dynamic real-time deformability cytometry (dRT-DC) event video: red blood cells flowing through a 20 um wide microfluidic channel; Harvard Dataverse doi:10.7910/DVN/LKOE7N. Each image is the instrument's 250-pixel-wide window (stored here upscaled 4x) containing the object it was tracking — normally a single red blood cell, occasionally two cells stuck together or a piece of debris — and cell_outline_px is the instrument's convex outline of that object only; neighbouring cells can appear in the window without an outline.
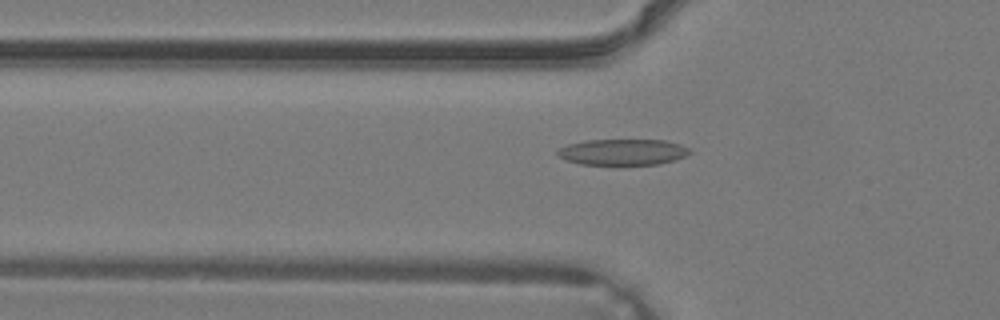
{"species": "common noctule bat (a hibernating species)", "species_latin": "Nyctalus noctula", "temperature_condition": "warm", "stored_images_in_passage": 26, "camera_frame_rate_fps": 3000, "um_per_image_px": 0.085, "animal": {"sex": "male", "body_mass_g": 19.2, "forearm_length_mm": 51.8}, "frame": {"image": 1, "passage_image": 3, "time_ms": 0.667, "image_size_px": [1000, 320], "cell_outline_px": [[692, 152], [676, 160], [660, 164], [580, 164], [564, 160], [556, 152], [560, 148], [568, 144], [588, 140], [664, 140], [680, 144], [688, 148]], "centroid_in_image_um": [52.94, 12.92], "position_along_channel_um": 72.9, "area_um2": 19.94}}
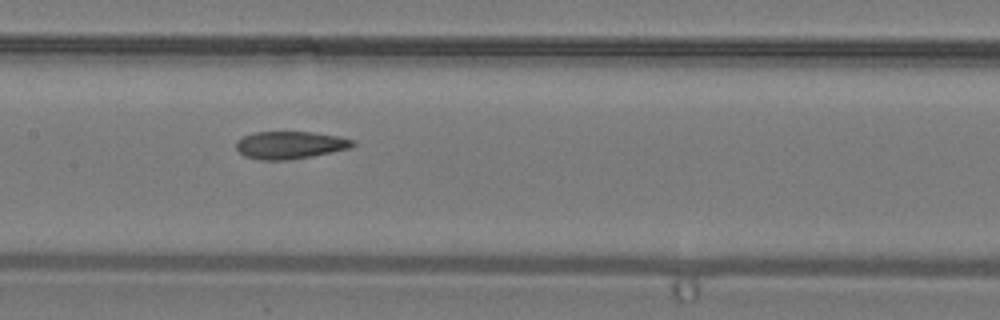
{"frame": {"image": 2, "passage_image": 9, "time_ms": 2.667, "image_size_px": [1000, 320], "cell_outline_px": [[356, 144], [352, 148], [312, 156], [288, 160], [260, 160], [244, 156], [236, 148], [236, 140], [240, 136], [252, 132], [312, 132], [340, 136], [356, 140]], "centroid_in_image_um": [24.66, 12.32], "position_along_channel_um": 182.7, "area_um2": 19.07}}
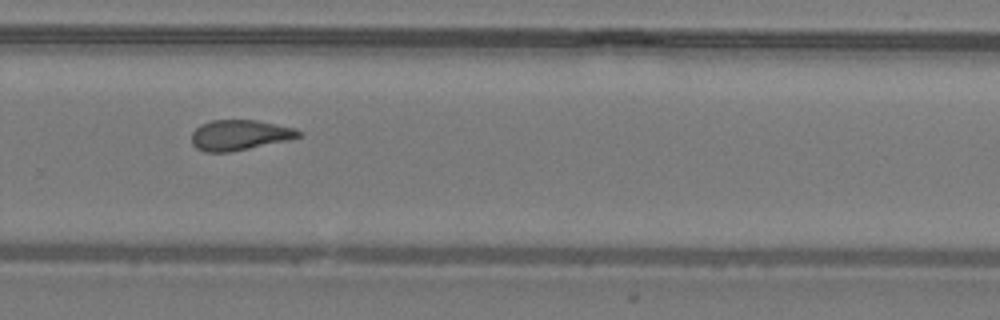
{"frame": {"image": 3, "passage_image": 16, "time_ms": 5.0, "image_size_px": [1000, 320], "cell_outline_px": [[304, 132], [300, 136], [288, 140], [228, 152], [204, 152], [196, 148], [192, 144], [192, 132], [200, 124], [212, 120], [256, 120], [296, 128]], "centroid_in_image_um": [20.36, 11.47], "position_along_channel_um": 309.4, "area_um2": 18.9}}